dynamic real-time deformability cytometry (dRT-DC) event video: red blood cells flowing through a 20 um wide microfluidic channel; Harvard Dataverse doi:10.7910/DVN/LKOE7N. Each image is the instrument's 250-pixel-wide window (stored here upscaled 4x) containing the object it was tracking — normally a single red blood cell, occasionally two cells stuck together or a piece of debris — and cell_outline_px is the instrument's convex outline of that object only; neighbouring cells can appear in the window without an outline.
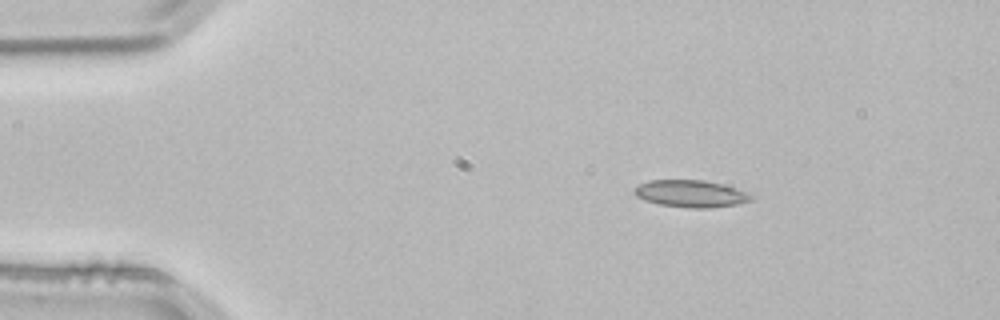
{"species": "common noctule bat (a hibernating species)", "species_latin": "Nyctalus noctula", "temperature_condition": "room temperature", "stored_images_in_passage": 2, "camera_frame_rate_fps": 3000, "um_per_image_px": 0.085, "animal": {"sex": "male", "body_mass_g": 21.5, "forearm_length_mm": 52.0}, "frame": {"image": 1, "passage_image": 1, "time_ms": 0.0, "image_size_px": [1000, 320], "cell_outline_px": [[756, 196], [752, 200], [736, 204], [712, 208], [688, 208], [660, 204], [644, 200], [636, 196], [632, 192], [640, 184], [648, 180], [704, 180], [720, 184], [748, 192]], "centroid_in_image_um": [58.73, 16.47], "position_along_channel_um": 26.3, "area_um2": 18.44}}
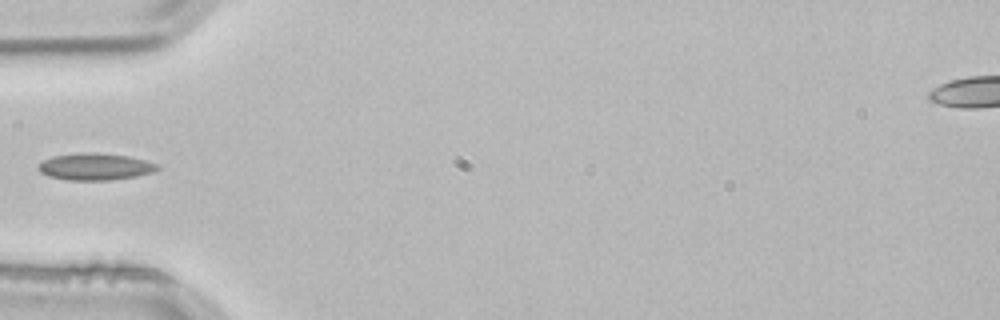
{"frame": {"image": 2, "passage_image": 2, "time_ms": 0.333, "image_size_px": [1000, 320], "cell_outline_px": [[160, 168], [152, 172], [136, 176], [112, 180], [68, 180], [48, 176], [40, 172], [36, 168], [44, 160], [52, 156], [84, 152], [96, 152], [128, 156], [144, 160], [156, 164]], "centroid_in_image_um": [8.06, 14.16], "position_along_channel_um": 76.9, "area_um2": 18.61}}